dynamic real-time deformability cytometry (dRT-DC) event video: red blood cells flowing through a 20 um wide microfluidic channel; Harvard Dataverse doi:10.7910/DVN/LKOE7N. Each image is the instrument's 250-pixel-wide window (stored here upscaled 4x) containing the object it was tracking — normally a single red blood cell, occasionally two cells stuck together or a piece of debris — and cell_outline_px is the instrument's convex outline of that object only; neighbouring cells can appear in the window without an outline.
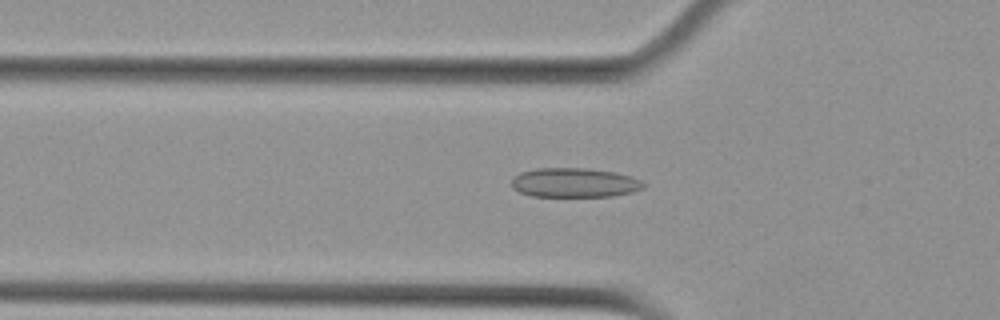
{"species": "Egyptian fruit bat (a non-hibernating species)", "species_latin": "Rousettus aegyptiacus", "temperature_condition": "cold", "stored_images_in_passage": 53, "camera_frame_rate_fps": 3000, "um_per_image_px": 0.085, "animal": {"sex": "female"}, "frame": {"image": 1, "passage_image": 17, "time_ms": 5.333, "image_size_px": [1000, 320], "cell_outline_px": [[648, 184], [644, 188], [632, 192], [612, 196], [532, 196], [520, 192], [512, 188], [512, 176], [520, 172], [536, 168], [584, 168], [616, 172], [632, 176]], "centroid_in_image_um": [48.84, 15.52], "position_along_channel_um": 77.0, "area_um2": 22.77}}
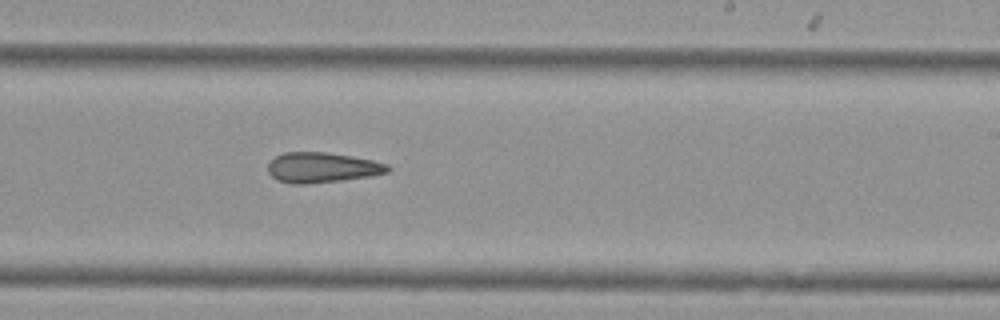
{"frame": {"image": 2, "passage_image": 32, "time_ms": 10.333, "image_size_px": [1000, 320], "cell_outline_px": [[392, 168], [388, 172], [372, 176], [308, 184], [292, 184], [276, 180], [268, 172], [268, 164], [276, 156], [284, 152], [328, 152], [352, 156], [372, 160], [388, 164]], "centroid_in_image_um": [27.39, 14.24], "position_along_channel_um": 261.6, "area_um2": 21.21}}
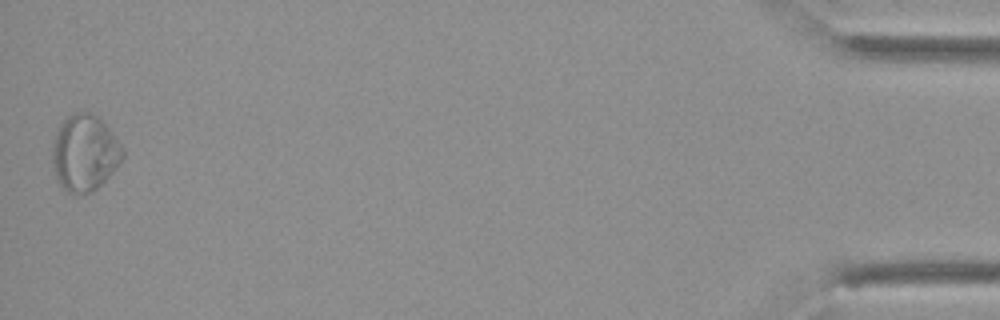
{"frame": {"image": 3, "passage_image": 53, "time_ms": 17.333, "image_size_px": [1000, 320], "cell_outline_px": [[124, 156], [116, 168], [92, 192], [68, 192], [60, 188], [56, 180], [52, 164], [52, 140], [60, 124], [72, 112], [88, 112], [100, 116], [124, 148]], "centroid_in_image_um": [7.17, 12.97], "position_along_channel_um": 428.0, "area_um2": 31.56}, "authors_computed_cell_mechanics": {"area_um2": 22.8888, "velocity_mm_per_s": 3.6921, "shape_relaxation_time_tau1_ms": null, "shape_relaxation_time_tau2_ms": 8.0629, "deformation_change_tau1": null, "deformation_change_tau2": 0.159}}